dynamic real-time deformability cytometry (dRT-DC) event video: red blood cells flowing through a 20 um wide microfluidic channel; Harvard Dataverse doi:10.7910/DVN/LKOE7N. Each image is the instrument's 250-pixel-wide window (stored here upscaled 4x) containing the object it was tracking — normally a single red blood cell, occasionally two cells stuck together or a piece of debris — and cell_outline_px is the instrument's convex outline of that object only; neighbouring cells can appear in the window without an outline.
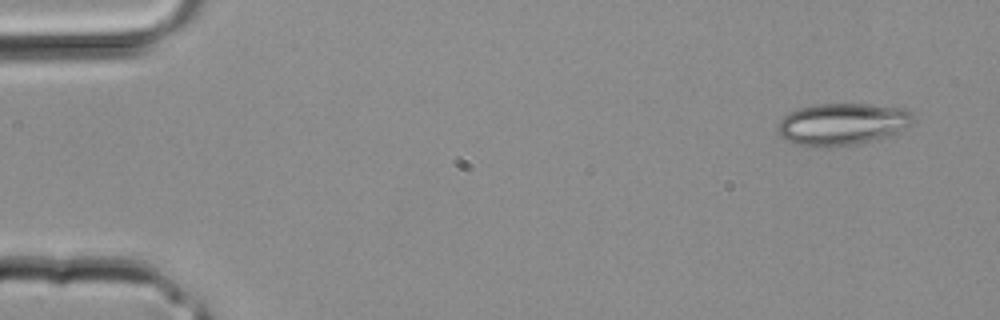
{"species": "common noctule bat (a hibernating species)", "species_latin": "Nyctalus noctula", "temperature_condition": "room temperature", "stored_images_in_passage": 4, "camera_frame_rate_fps": 3000, "um_per_image_px": 0.085, "animal": {"sex": "male", "body_mass_g": 20.4}, "frame": {"image": 1, "passage_image": 1, "time_ms": 0.0, "image_size_px": [1000, 320], "cell_outline_px": [[916, 120], [912, 124], [888, 136], [856, 144], [828, 148], [816, 148], [796, 144], [780, 136], [776, 128], [776, 124], [784, 116], [800, 108], [816, 104], [868, 104], [904, 108]], "centroid_in_image_um": [71.56, 10.56], "position_along_channel_um": 13.4, "area_um2": 33.23}}